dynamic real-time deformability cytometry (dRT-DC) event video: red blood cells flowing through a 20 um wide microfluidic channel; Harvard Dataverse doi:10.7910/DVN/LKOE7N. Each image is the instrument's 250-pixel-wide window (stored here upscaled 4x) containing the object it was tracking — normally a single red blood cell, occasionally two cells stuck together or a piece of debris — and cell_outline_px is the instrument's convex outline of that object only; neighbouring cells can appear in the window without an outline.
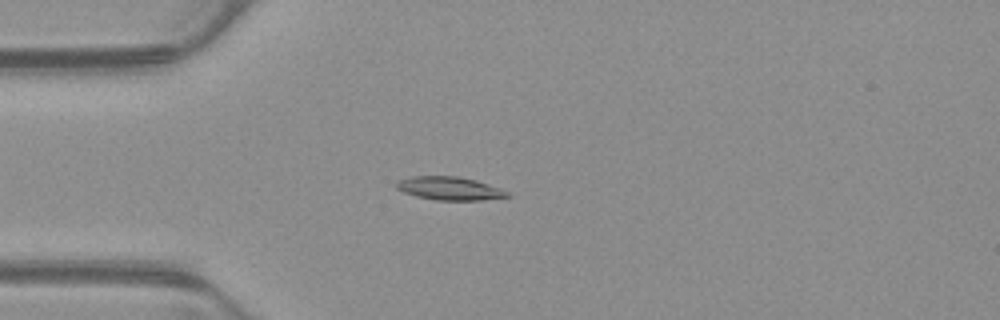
{"species": "common noctule bat (a hibernating species)", "species_latin": "Nyctalus noctula", "temperature_condition": "warm", "stored_images_in_passage": 44, "camera_frame_rate_fps": 3000, "um_per_image_px": 0.085, "animal": {"sex": "male", "body_mass_g": 23.1, "forearm_length_mm": 52.7}, "frame": {"image": 1, "passage_image": 5, "time_ms": 1.333, "image_size_px": [1000, 320], "cell_outline_px": [[512, 196], [480, 200], [436, 200], [416, 196], [404, 192], [396, 188], [396, 180], [412, 176], [456, 176], [476, 180], [500, 188], [508, 192]], "centroid_in_image_um": [38.19, 16.01], "position_along_channel_um": 46.8, "area_um2": 15.03}}
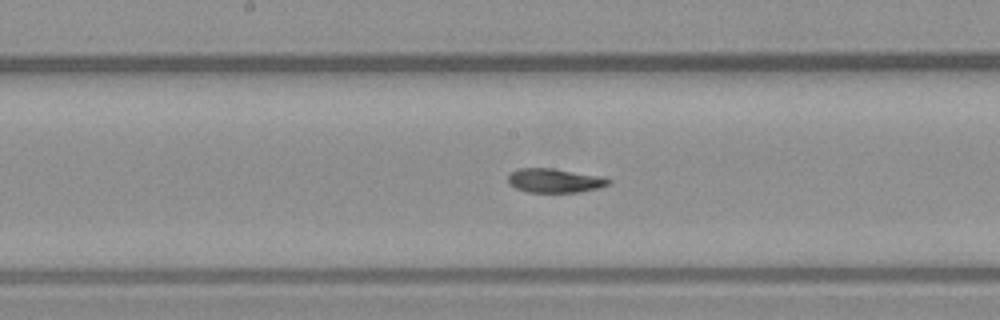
{"frame": {"image": 2, "passage_image": 18, "time_ms": 5.667, "image_size_px": [1000, 320], "cell_outline_px": [[612, 184], [596, 188], [576, 192], [528, 192], [516, 188], [508, 184], [508, 176], [512, 172], [520, 168], [552, 168], [596, 176], [612, 180]], "centroid_in_image_um": [47.1, 15.35], "position_along_channel_um": 201.1, "area_um2": 13.81}}
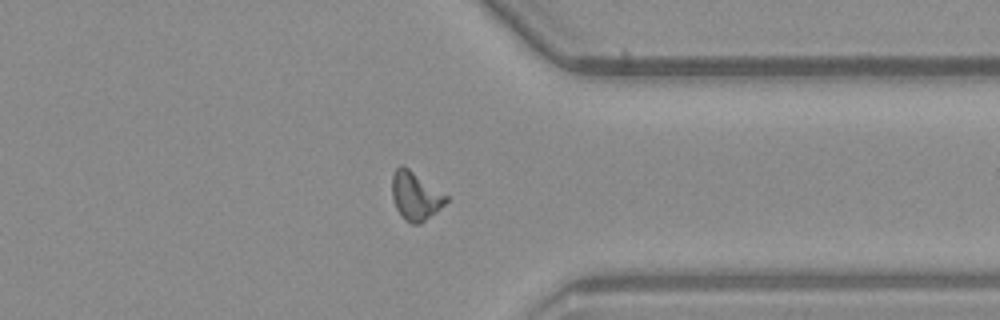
{"frame": {"image": 3, "passage_image": 32, "time_ms": 10.333, "image_size_px": [1000, 320], "cell_outline_px": [[448, 200], [436, 212], [420, 224], [412, 224], [404, 220], [396, 208], [392, 196], [392, 172], [400, 164], [408, 168], [448, 196]], "centroid_in_image_um": [35.29, 16.66], "position_along_channel_um": 376.1, "area_um2": 15.14}, "authors_computed_cell_mechanics": {"area_um2": 14.5078, "velocity_mm_per_s": 3.8815, "shape_relaxation_time_tau1_ms": 5.9448, "shape_relaxation_time_tau2_ms": 2.028, "deformation_change_tau1": 0.2123, "deformation_change_tau2": 0.0908}}